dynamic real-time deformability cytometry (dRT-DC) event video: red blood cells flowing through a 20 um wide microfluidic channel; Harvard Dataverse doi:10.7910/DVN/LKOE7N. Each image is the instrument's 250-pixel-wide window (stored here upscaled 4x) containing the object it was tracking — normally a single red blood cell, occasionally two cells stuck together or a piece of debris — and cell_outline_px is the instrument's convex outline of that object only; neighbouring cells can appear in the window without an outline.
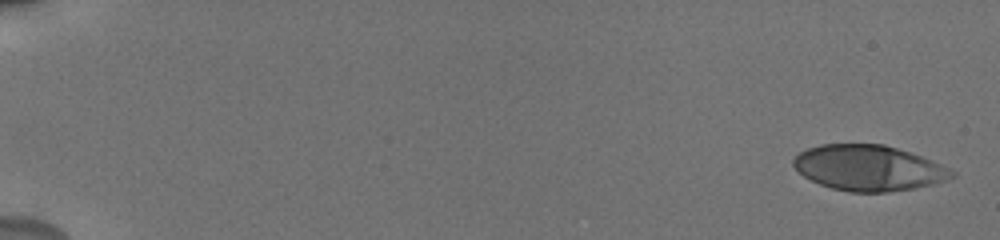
{"species": "human", "species_latin": "Homo sapiens", "temperature_condition": "cold", "stored_images_in_passage": 23, "camera_frame_rate_fps": 3000, "um_per_image_px": 0.085, "donor": {"sex": "male"}, "frame": {"image": 1, "passage_image": 1, "time_ms": 0.0, "image_size_px": [1000, 240], "cell_outline_px": [[956, 176], [948, 180], [916, 188], [884, 192], [852, 192], [832, 188], [820, 184], [804, 176], [792, 164], [792, 160], [800, 152], [808, 148], [820, 144], [884, 144], [920, 156], [940, 164], [956, 172]], "centroid_in_image_um": [73.84, 14.27], "position_along_channel_um": 11.2, "area_um2": 41.79}}
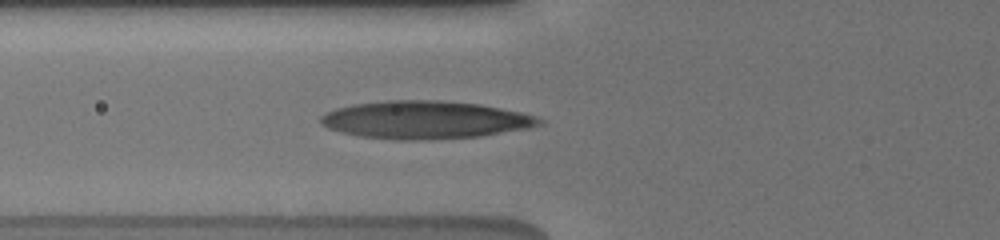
{"frame": {"image": 2, "passage_image": 14, "time_ms": 7.0, "image_size_px": [1000, 240], "cell_outline_px": [[544, 120], [540, 124], [528, 128], [476, 136], [412, 140], [396, 140], [360, 136], [340, 132], [328, 128], [320, 124], [320, 116], [336, 108], [352, 104], [388, 100], [436, 100], [480, 104], [520, 112], [536, 116]], "centroid_in_image_um": [36.08, 10.18], "position_along_channel_um": 89.7, "area_um2": 47.8}}
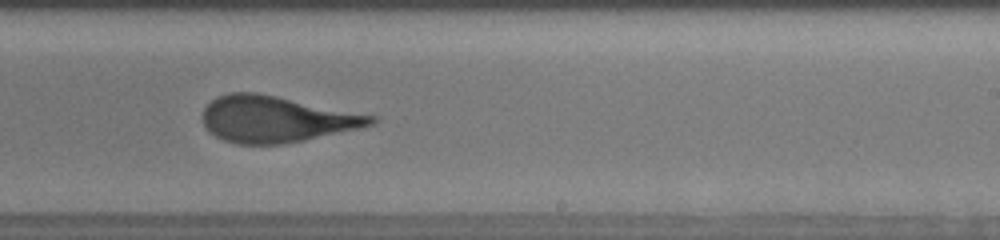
{"frame": {"image": 3, "passage_image": 22, "time_ms": 11.667, "image_size_px": [1000, 240], "cell_outline_px": [[376, 124], [364, 128], [304, 140], [280, 144], [236, 144], [224, 140], [216, 136], [204, 124], [204, 108], [212, 100], [228, 92], [256, 92], [376, 116]], "centroid_in_image_um": [23.52, 10.13], "position_along_channel_um": 265.5, "area_um2": 45.08}}